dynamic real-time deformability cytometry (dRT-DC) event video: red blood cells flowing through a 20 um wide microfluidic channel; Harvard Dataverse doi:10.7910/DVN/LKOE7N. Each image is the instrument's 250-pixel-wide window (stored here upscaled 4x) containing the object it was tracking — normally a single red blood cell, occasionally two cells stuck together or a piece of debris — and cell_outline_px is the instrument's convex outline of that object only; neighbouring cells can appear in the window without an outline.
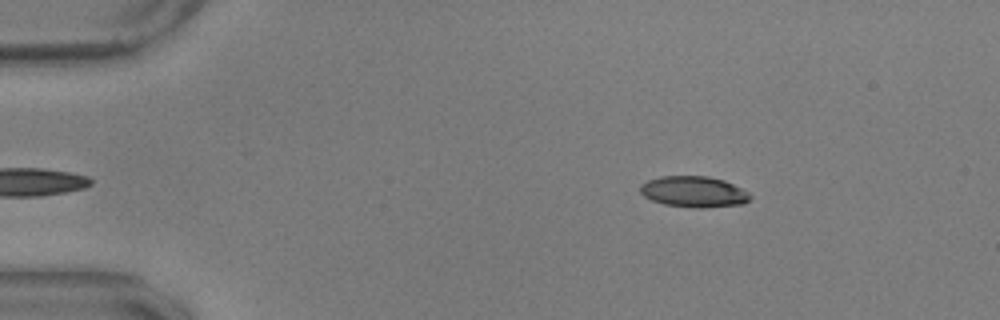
{"species": "common noctule bat (a hibernating species)", "species_latin": "Nyctalus noctula", "temperature_condition": "warm", "stored_images_in_passage": 51, "camera_frame_rate_fps": 3000, "um_per_image_px": 0.085, "animal": {"sex": "male", "body_mass_g": 17.9, "forearm_length_mm": 54.2}, "frame": {"image": 1, "passage_image": 5, "time_ms": 1.333, "image_size_px": [1000, 320], "cell_outline_px": [[752, 196], [744, 204], [700, 208], [696, 208], [664, 204], [652, 200], [644, 196], [640, 192], [640, 184], [648, 180], [660, 176], [708, 176], [724, 180], [748, 192]], "centroid_in_image_um": [58.96, 16.29], "position_along_channel_um": 26.0, "area_um2": 19.83}}
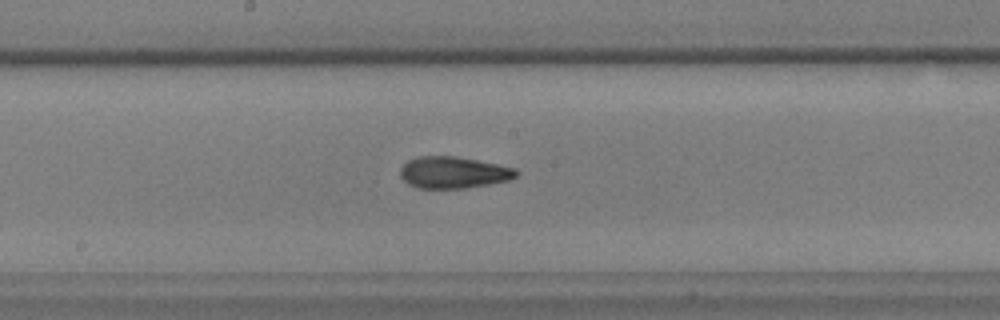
{"frame": {"image": 2, "passage_image": 26, "time_ms": 8.333, "image_size_px": [1000, 320], "cell_outline_px": [[520, 172], [516, 176], [508, 180], [488, 184], [464, 188], [420, 188], [408, 184], [400, 176], [400, 168], [408, 160], [416, 156], [456, 156], [516, 168]], "centroid_in_image_um": [38.52, 14.65], "position_along_channel_um": 209.7, "area_um2": 21.33}}
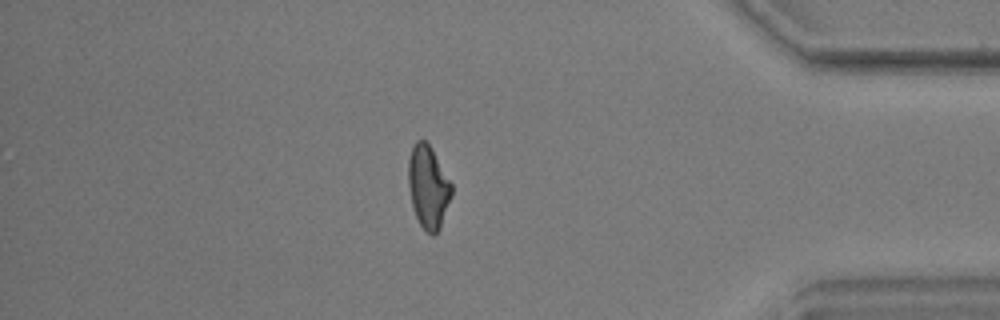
{"frame": {"image": 3, "passage_image": 44, "time_ms": 14.333, "image_size_px": [1000, 320], "cell_outline_px": [[452, 196], [440, 228], [432, 236], [420, 224], [416, 216], [412, 204], [408, 184], [408, 160], [412, 148], [416, 140], [424, 140], [432, 148], [452, 184]], "centroid_in_image_um": [36.4, 15.88], "position_along_channel_um": 398.8, "area_um2": 20.75}, "authors_computed_cell_mechanics": {"area_um2": 20.808, "velocity_mm_per_s": 3.658, "shape_relaxation_time_tau1_ms": 8.0397, "shape_relaxation_time_tau2_ms": 2.0495, "deformation_change_tau1": 0.2183, "deformation_change_tau2": 0.0931}}